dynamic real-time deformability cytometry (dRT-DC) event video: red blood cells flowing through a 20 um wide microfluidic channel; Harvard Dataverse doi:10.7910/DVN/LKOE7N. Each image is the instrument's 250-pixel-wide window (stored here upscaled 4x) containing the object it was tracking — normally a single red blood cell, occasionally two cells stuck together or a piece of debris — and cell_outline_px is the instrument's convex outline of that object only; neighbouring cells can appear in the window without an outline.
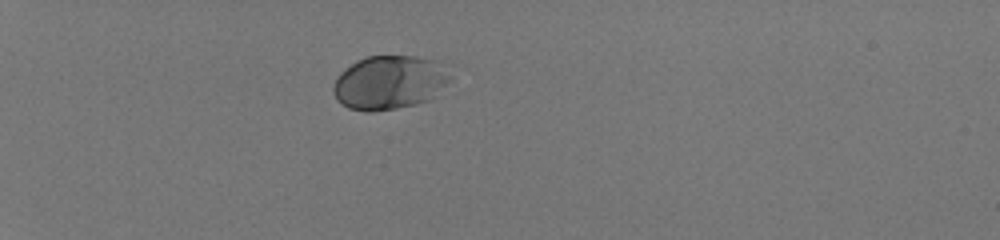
{"species": "human", "species_latin": "Homo sapiens", "temperature_condition": "room temperature", "stored_images_in_passage": 37, "camera_frame_rate_fps": 3000, "um_per_image_px": 0.085, "donor": {"sex": "male"}, "frame": {"image": 1, "passage_image": 1, "time_ms": 0.0, "image_size_px": [1000, 240], "cell_outline_px": [[456, 64], [452, 80], [428, 100], [416, 104], [396, 108], [372, 112], [364, 112], [348, 108], [336, 100], [332, 92], [332, 88], [336, 76], [340, 72], [356, 60], [364, 56], [416, 56]], "centroid_in_image_um": [33.19, 6.97], "position_along_channel_um": 51.8, "area_um2": 38.03}}
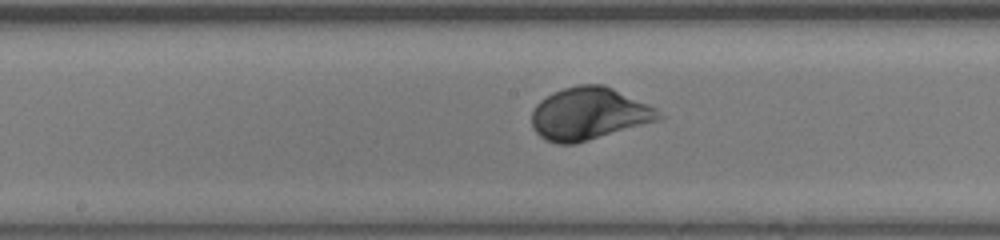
{"frame": {"image": 2, "passage_image": 16, "time_ms": 5.0, "image_size_px": [1000, 240], "cell_outline_px": [[664, 116], [660, 120], [576, 144], [556, 144], [544, 140], [532, 128], [532, 108], [540, 100], [552, 92], [564, 88], [580, 84], [604, 84], [648, 104], [656, 108]], "centroid_in_image_um": [50.05, 9.68], "position_along_channel_um": 198.2, "area_um2": 39.13}}
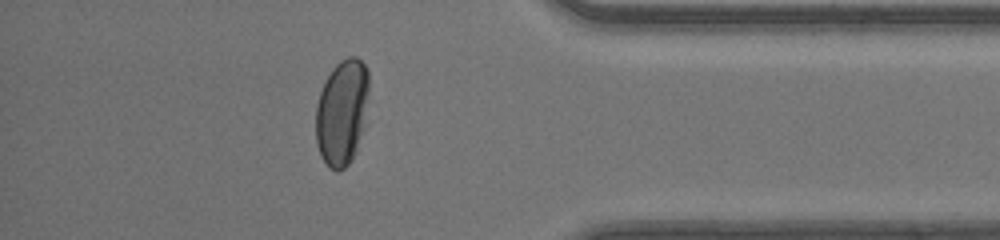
{"frame": {"image": 3, "passage_image": 32, "time_ms": 10.333, "image_size_px": [1000, 240], "cell_outline_px": [[368, 124], [356, 152], [352, 160], [344, 168], [336, 172], [328, 168], [320, 156], [316, 140], [316, 104], [320, 92], [332, 68], [340, 60], [348, 56], [356, 56], [364, 64], [368, 72]], "centroid_in_image_um": [29.1, 9.59], "position_along_channel_um": 406.1, "area_um2": 33.76}, "authors_computed_cell_mechanics": {"area_um2": 37.3388, "velocity_mm_per_s": 4.1122, "shape_relaxation_time_tau1_ms": 2.21, "shape_relaxation_time_tau2_ms": null, "deformation_change_tau1": 0.1465, "deformation_change_tau2": null}}